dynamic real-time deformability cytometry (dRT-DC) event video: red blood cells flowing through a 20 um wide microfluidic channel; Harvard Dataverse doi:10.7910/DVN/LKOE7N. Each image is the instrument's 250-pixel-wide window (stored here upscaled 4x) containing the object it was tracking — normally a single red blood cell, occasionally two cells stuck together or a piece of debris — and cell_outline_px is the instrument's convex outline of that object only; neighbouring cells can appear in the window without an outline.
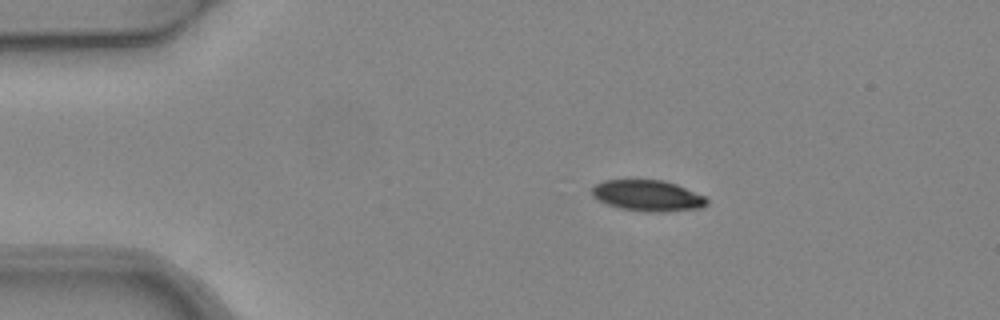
{"species": "common noctule bat (a hibernating species)", "species_latin": "Nyctalus noctula", "temperature_condition": "warm", "stored_images_in_passage": 4, "camera_frame_rate_fps": 3000, "um_per_image_px": 0.085, "animal": {"sex": "female", "body_mass_g": 24.6, "forearm_length_mm": 56.2}, "frame": {"image": 1, "passage_image": 1, "time_ms": 0.0, "image_size_px": [1000, 320], "cell_outline_px": [[708, 204], [700, 208], [656, 212], [644, 212], [620, 208], [608, 204], [592, 196], [592, 188], [596, 184], [604, 180], [664, 180], [676, 184], [704, 196], [708, 200]], "centroid_in_image_um": [55.05, 16.63], "position_along_channel_um": 29.9, "area_um2": 20.58}}
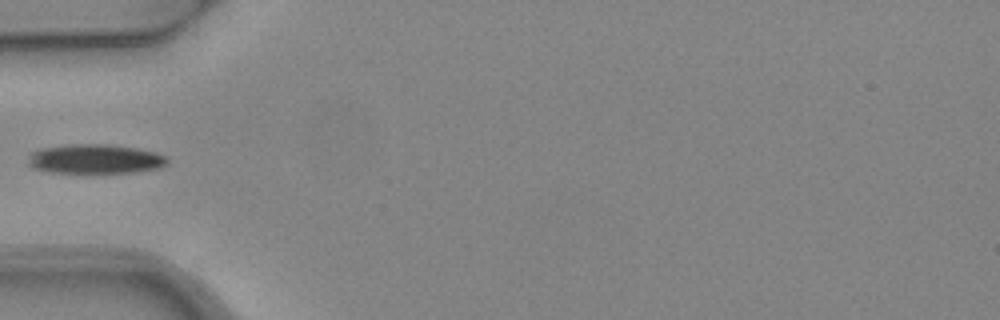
{"frame": {"image": 2, "passage_image": 3, "time_ms": 0.667, "image_size_px": [1000, 320], "cell_outline_px": [[168, 164], [160, 168], [136, 172], [92, 176], [88, 176], [48, 172], [32, 168], [28, 164], [28, 156], [32, 152], [44, 148], [72, 144], [108, 144], [136, 148], [156, 152], [164, 156], [168, 160]], "centroid_in_image_um": [8.08, 13.58], "position_along_channel_um": 76.9, "area_um2": 25.09}}
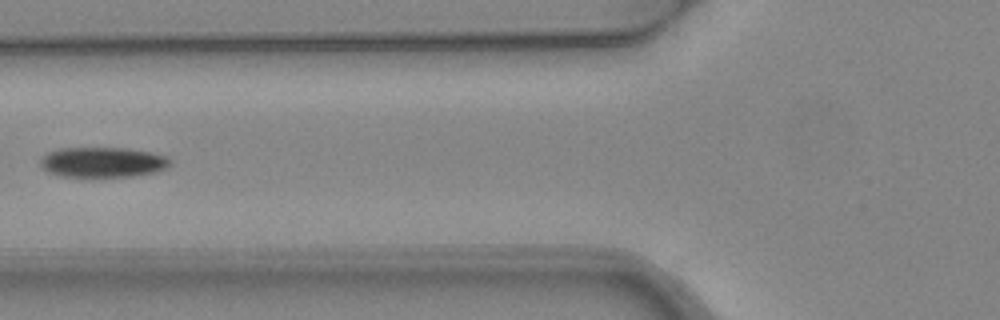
{"frame": {"image": 3, "passage_image": 4, "time_ms": 1.0, "image_size_px": [1000, 320], "cell_outline_px": [[172, 164], [156, 172], [132, 176], [60, 176], [48, 172], [40, 164], [40, 156], [48, 152], [60, 148], [124, 148], [152, 152], [168, 156], [172, 160]], "centroid_in_image_um": [8.74, 13.77], "position_along_channel_um": 117.1, "area_um2": 22.89}}